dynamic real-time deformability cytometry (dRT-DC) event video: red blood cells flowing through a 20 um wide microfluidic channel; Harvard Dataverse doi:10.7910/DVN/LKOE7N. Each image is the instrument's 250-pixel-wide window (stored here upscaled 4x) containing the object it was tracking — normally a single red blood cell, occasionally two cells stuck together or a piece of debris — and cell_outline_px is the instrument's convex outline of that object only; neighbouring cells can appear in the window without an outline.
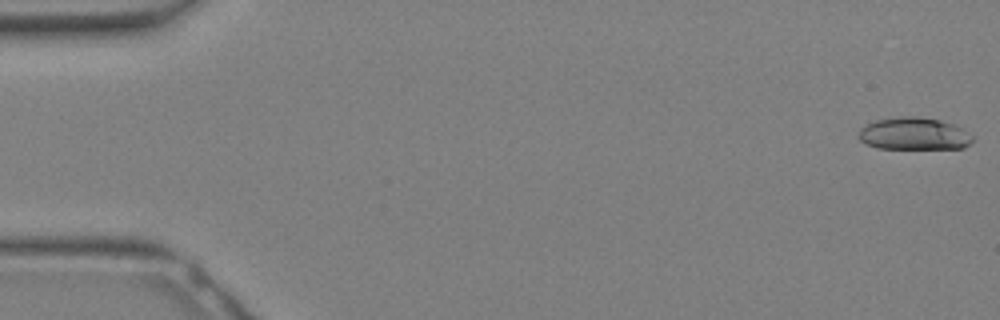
{"species": "Egyptian fruit bat (a non-hibernating species)", "species_latin": "Rousettus aegyptiacus", "temperature_condition": "warm", "stored_images_in_passage": 20, "camera_frame_rate_fps": 3000, "um_per_image_px": 0.085, "animal": {"sex": "female"}, "frame": {"image": 1, "passage_image": 1, "time_ms": 0.0, "image_size_px": [1000, 320], "cell_outline_px": [[972, 140], [964, 148], [880, 148], [868, 144], [860, 140], [860, 128], [876, 120], [900, 116], [916, 116], [940, 120], [964, 128], [972, 136]], "centroid_in_image_um": [77.71, 11.36], "position_along_channel_um": 7.3, "area_um2": 21.21}}
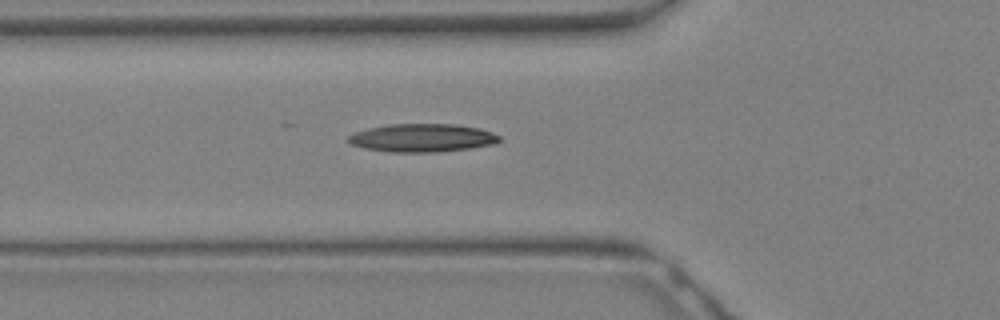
{"frame": {"image": 2, "passage_image": 12, "time_ms": 3.667, "image_size_px": [1000, 320], "cell_outline_px": [[500, 140], [496, 144], [468, 148], [436, 152], [392, 152], [364, 148], [352, 144], [348, 140], [348, 136], [356, 132], [368, 128], [388, 124], [456, 124], [480, 128], [492, 132], [500, 136]], "centroid_in_image_um": [35.92, 11.71], "position_along_channel_um": 89.9, "area_um2": 24.74}}
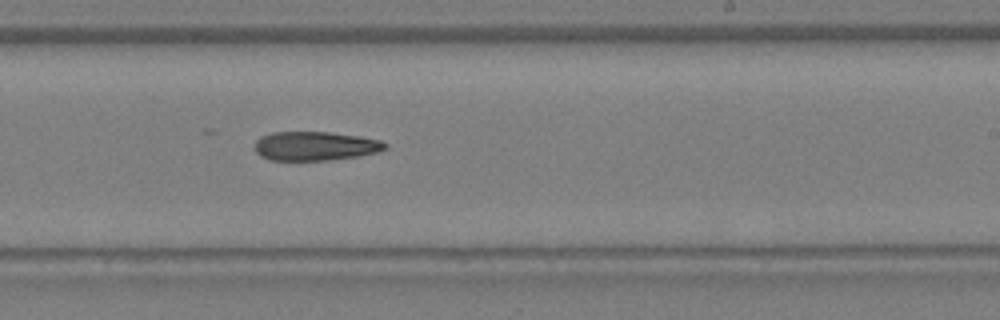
{"frame": {"image": 3, "passage_image": 20, "time_ms": 6.333, "image_size_px": [1000, 320], "cell_outline_px": [[388, 148], [376, 152], [360, 156], [328, 160], [268, 160], [260, 156], [252, 148], [256, 140], [260, 136], [272, 132], [328, 132], [360, 136], [380, 140], [388, 144]], "centroid_in_image_um": [26.76, 12.41], "position_along_channel_um": 262.2, "area_um2": 22.31}}